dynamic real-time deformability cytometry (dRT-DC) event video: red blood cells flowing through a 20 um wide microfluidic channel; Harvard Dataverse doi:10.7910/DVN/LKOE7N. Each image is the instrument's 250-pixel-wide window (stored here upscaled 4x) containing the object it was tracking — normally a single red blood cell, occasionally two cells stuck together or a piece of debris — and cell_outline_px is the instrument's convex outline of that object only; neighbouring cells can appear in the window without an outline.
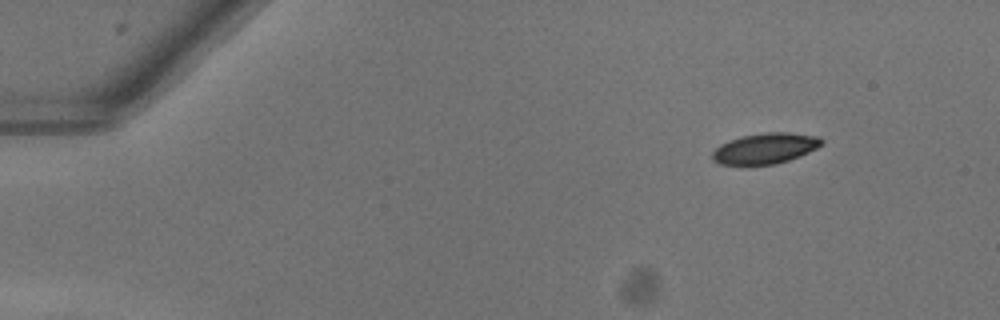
{"species": "common noctule bat (a hibernating species)", "species_latin": "Nyctalus noctula", "temperature_condition": "warm", "stored_images_in_passage": 47, "camera_frame_rate_fps": 3000, "um_per_image_px": 0.085, "animal": {"sex": "female"}, "frame": {"image": 1, "passage_image": 1, "time_ms": 0.0, "image_size_px": [1000, 320], "cell_outline_px": [[824, 144], [808, 152], [788, 160], [776, 164], [720, 164], [712, 160], [712, 152], [720, 144], [728, 140], [740, 136], [768, 132], [788, 132], [820, 136], [824, 140]], "centroid_in_image_um": [65.05, 12.59], "position_along_channel_um": 19.9, "area_um2": 19.54}}
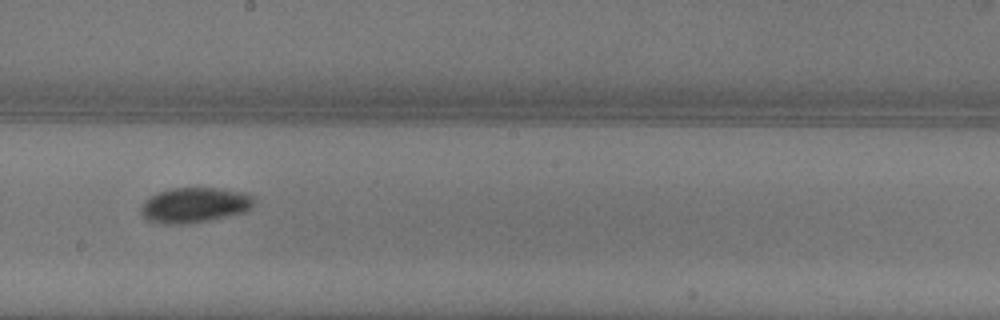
{"frame": {"image": 2, "passage_image": 25, "time_ms": 8.0, "image_size_px": [1000, 320], "cell_outline_px": [[256, 200], [252, 208], [244, 212], [208, 220], [188, 224], [160, 224], [148, 220], [140, 212], [140, 208], [144, 200], [156, 192], [172, 188], [220, 188], [244, 192], [252, 196]], "centroid_in_image_um": [16.53, 17.43], "position_along_channel_um": 231.7, "area_um2": 23.41}}
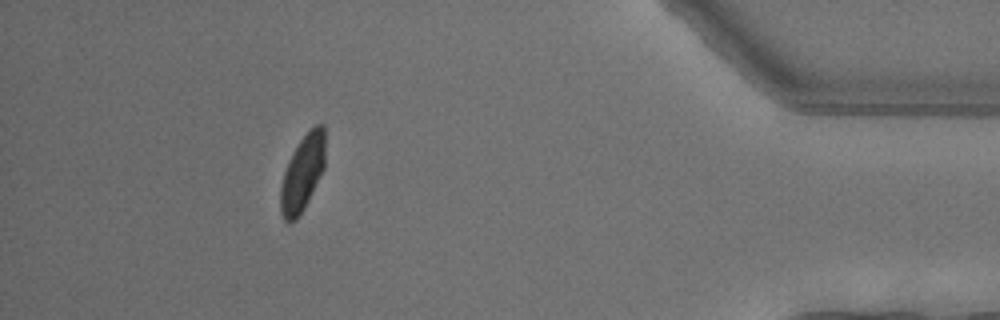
{"frame": {"image": 3, "passage_image": 42, "time_ms": 13.667, "image_size_px": [1000, 320], "cell_outline_px": [[324, 168], [304, 208], [296, 220], [284, 220], [280, 212], [280, 188], [284, 172], [288, 160], [300, 140], [316, 124], [324, 124]], "centroid_in_image_um": [25.7, 14.72], "position_along_channel_um": 409.5, "area_um2": 19.42}, "authors_computed_cell_mechanics": {"area_um2": 21.2126, "velocity_mm_per_s": 4.0368, "shape_relaxation_time_tau1_ms": 3.8504, "shape_relaxation_time_tau2_ms": null, "deformation_change_tau1": 0.1221, "deformation_change_tau2": null}}